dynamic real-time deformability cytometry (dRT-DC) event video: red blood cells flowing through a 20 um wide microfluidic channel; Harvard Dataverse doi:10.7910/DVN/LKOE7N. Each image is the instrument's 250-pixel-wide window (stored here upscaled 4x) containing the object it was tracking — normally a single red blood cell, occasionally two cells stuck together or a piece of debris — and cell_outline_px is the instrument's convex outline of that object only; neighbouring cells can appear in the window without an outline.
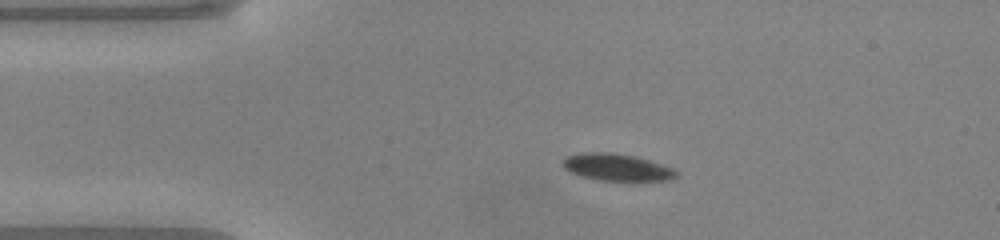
{"species": "common noctule bat (a hibernating species)", "species_latin": "Nyctalus noctula", "temperature_condition": "warm", "stored_images_in_passage": 40, "camera_frame_rate_fps": 3000, "um_per_image_px": 0.085, "animal": {"sex": "male", "body_mass_g": 20.0, "forearm_length_mm": 53.3}, "frame": {"image": 1, "passage_image": 1, "time_ms": 0.0, "image_size_px": [1000, 240], "cell_outline_px": [[680, 176], [672, 180], [640, 184], [632, 184], [596, 180], [572, 172], [564, 168], [560, 164], [564, 156], [580, 152], [612, 152], [632, 156], [648, 160], [672, 168], [680, 172]], "centroid_in_image_um": [52.51, 14.28], "position_along_channel_um": 32.5, "area_um2": 19.13}}
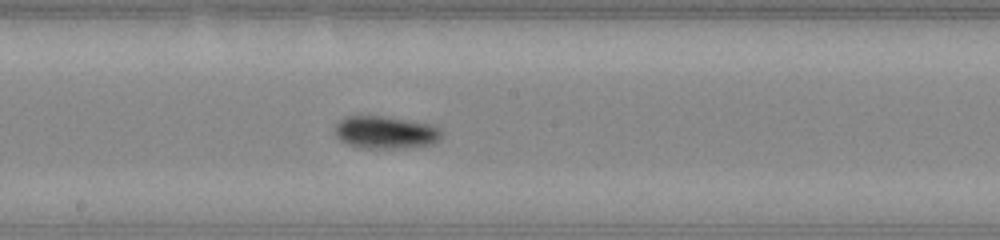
{"frame": {"image": 2, "passage_image": 17, "time_ms": 5.333, "image_size_px": [1000, 240], "cell_outline_px": [[440, 136], [432, 144], [400, 148], [360, 148], [348, 144], [340, 140], [336, 136], [336, 124], [344, 116], [384, 116], [428, 124], [440, 128]], "centroid_in_image_um": [32.71, 11.25], "position_along_channel_um": 215.5, "area_um2": 19.94}}
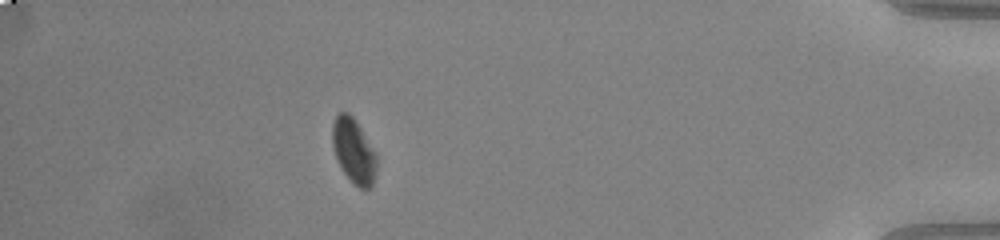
{"frame": {"image": 3, "passage_image": 35, "time_ms": 11.333, "image_size_px": [1000, 240], "cell_outline_px": [[376, 176], [372, 184], [368, 188], [360, 188], [352, 184], [340, 168], [332, 144], [332, 124], [336, 116], [340, 112], [348, 112], [356, 120], [376, 152]], "centroid_in_image_um": [30.06, 12.83], "position_along_channel_um": 405.1, "area_um2": 16.88}, "authors_computed_cell_mechanics": {"area_um2": 18.9873, "velocity_mm_per_s": 4.0928, "shape_relaxation_time_tau1_ms": 1.88, "shape_relaxation_time_tau2_ms": null, "deformation_change_tau1": 0.0791, "deformation_change_tau2": null}}